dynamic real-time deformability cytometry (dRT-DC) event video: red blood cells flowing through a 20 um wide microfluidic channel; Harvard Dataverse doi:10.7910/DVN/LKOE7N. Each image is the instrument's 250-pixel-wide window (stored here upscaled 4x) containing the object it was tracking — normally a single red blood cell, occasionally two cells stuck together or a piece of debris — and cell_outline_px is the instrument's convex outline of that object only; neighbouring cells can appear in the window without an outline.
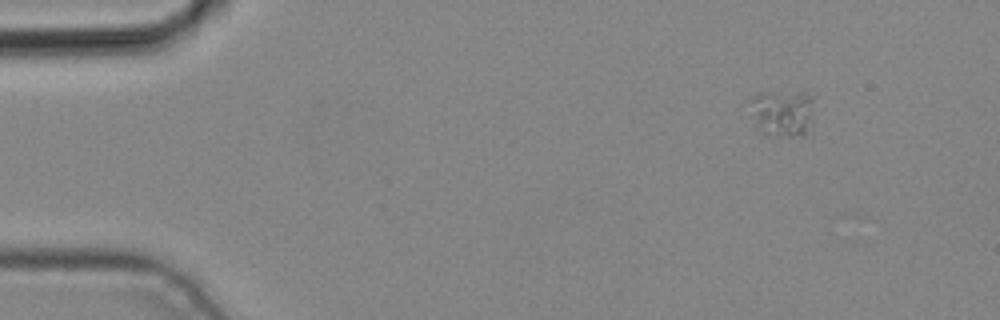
{"species": "common noctule bat (a hibernating species)", "species_latin": "Nyctalus noctula", "temperature_condition": "cold", "stored_images_in_passage": 4, "camera_frame_rate_fps": 3000, "um_per_image_px": 0.085, "animal": {"sex": "male", "body_mass_g": 19.2, "forearm_length_mm": 51.8}, "frame": {"image": 1, "passage_image": 1, "time_ms": 0.0, "image_size_px": [1000, 320], "cell_outline_px": [[816, 92], [812, 120], [808, 136], [764, 136], [756, 128], [744, 100], [760, 92]], "centroid_in_image_um": [66.49, 9.59], "position_along_channel_um": 18.5, "area_um2": 19.19}}